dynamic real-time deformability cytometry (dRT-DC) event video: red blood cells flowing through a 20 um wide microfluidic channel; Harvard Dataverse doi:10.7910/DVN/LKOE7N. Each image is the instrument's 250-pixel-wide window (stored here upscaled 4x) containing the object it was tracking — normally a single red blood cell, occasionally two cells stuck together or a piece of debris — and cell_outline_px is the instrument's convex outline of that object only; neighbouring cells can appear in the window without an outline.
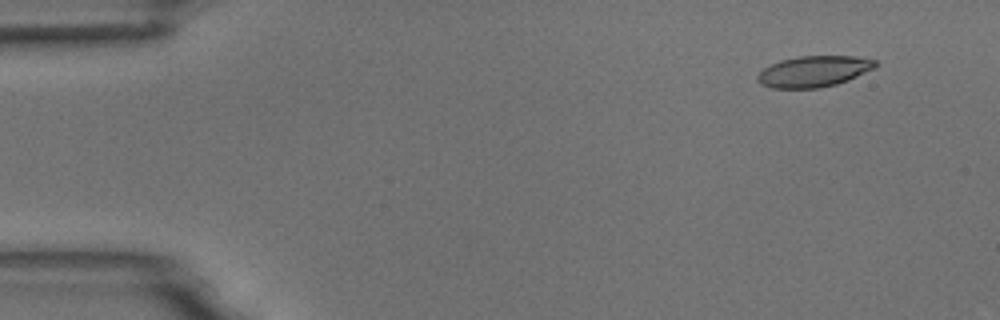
{"species": "common noctule bat (a hibernating species)", "species_latin": "Nyctalus noctula", "temperature_condition": "room temperature", "stored_images_in_passage": 5, "camera_frame_rate_fps": 3000, "um_per_image_px": 0.085, "animal": {"sex": "male", "body_mass_g": 18.8}, "frame": {"image": 1, "passage_image": 2, "time_ms": 0.333, "image_size_px": [1000, 320], "cell_outline_px": [[880, 64], [876, 68], [848, 80], [836, 84], [820, 88], [772, 88], [760, 84], [756, 80], [756, 76], [764, 68], [780, 60], [796, 56], [852, 56], [876, 60]], "centroid_in_image_um": [69.19, 6.07], "position_along_channel_um": 15.8, "area_um2": 21.5}}
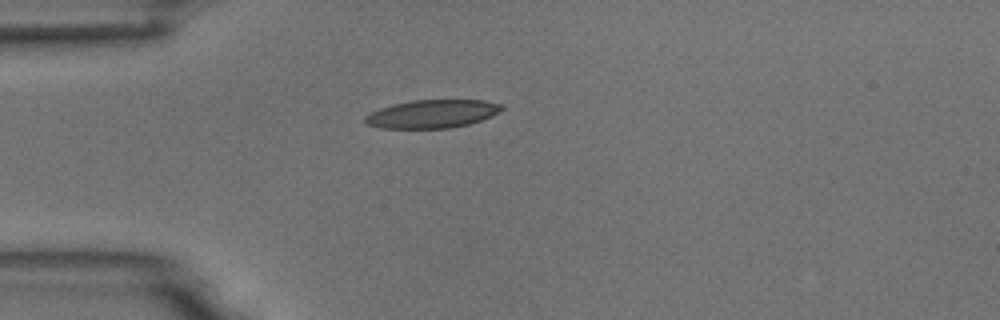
{"frame": {"image": 2, "passage_image": 4, "time_ms": 1.0, "image_size_px": [1000, 320], "cell_outline_px": [[504, 108], [492, 116], [468, 124], [452, 128], [380, 128], [368, 124], [364, 120], [364, 116], [368, 112], [392, 104], [412, 100], [484, 100], [504, 104]], "centroid_in_image_um": [36.73, 9.67], "position_along_channel_um": 48.3, "area_um2": 22.6}}